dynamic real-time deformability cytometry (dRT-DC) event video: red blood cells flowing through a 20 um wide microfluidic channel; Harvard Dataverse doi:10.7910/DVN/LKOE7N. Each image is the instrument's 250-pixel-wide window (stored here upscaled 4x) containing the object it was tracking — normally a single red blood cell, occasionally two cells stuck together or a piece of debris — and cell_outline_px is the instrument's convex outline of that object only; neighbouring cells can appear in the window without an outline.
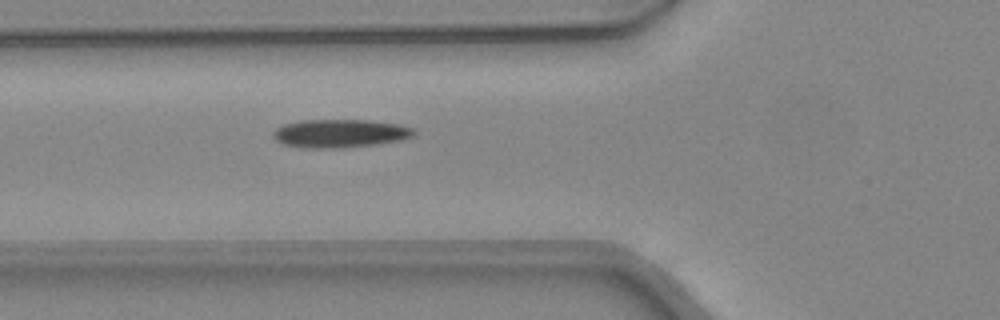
{"species": "common noctule bat (a hibernating species)", "species_latin": "Nyctalus noctula", "temperature_condition": "warm", "stored_images_in_passage": 39, "camera_frame_rate_fps": 3000, "um_per_image_px": 0.085, "animal": {"sex": "female", "body_mass_g": 24.6, "forearm_length_mm": 56.2}, "frame": {"image": 1, "passage_image": 12, "time_ms": 3.667, "image_size_px": [1000, 320], "cell_outline_px": [[416, 132], [412, 136], [400, 140], [376, 144], [340, 148], [308, 148], [284, 144], [276, 140], [272, 136], [272, 132], [276, 128], [284, 124], [300, 120], [368, 120], [400, 124], [412, 128]], "centroid_in_image_um": [28.88, 11.33], "position_along_channel_um": 96.9, "area_um2": 23.18}}
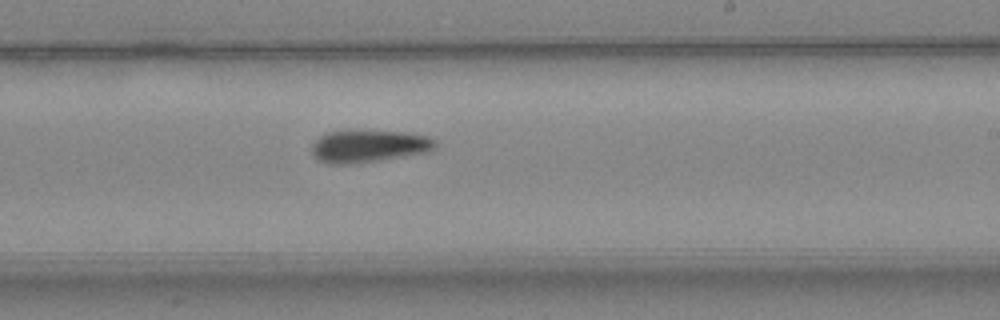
{"frame": {"image": 2, "passage_image": 23, "time_ms": 7.333, "image_size_px": [1000, 320], "cell_outline_px": [[436, 148], [428, 152], [380, 160], [348, 164], [324, 164], [316, 160], [312, 156], [312, 144], [320, 136], [328, 132], [404, 132], [428, 136], [436, 140]], "centroid_in_image_um": [31.33, 12.46], "position_along_channel_um": 257.7, "area_um2": 23.06}}
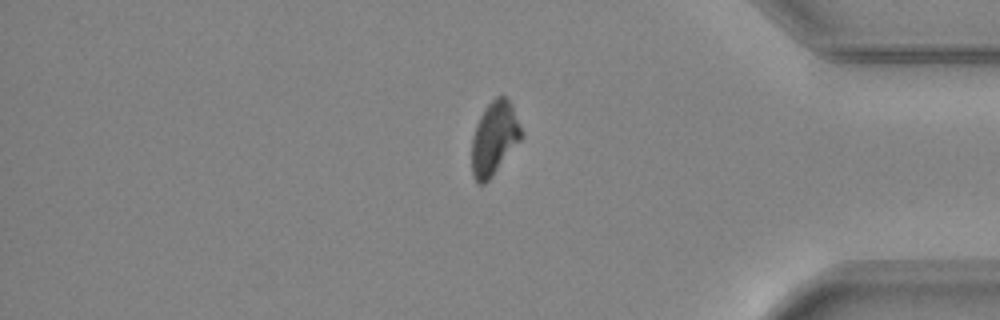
{"frame": {"image": 3, "passage_image": 34, "time_ms": 11.0, "image_size_px": [1000, 320], "cell_outline_px": [[520, 140], [492, 176], [484, 184], [476, 184], [472, 176], [472, 136], [476, 124], [484, 108], [496, 96], [504, 96], [512, 104], [520, 128]], "centroid_in_image_um": [41.97, 11.77], "position_along_channel_um": 393.2, "area_um2": 20.87}, "authors_computed_cell_mechanics": {"area_um2": 22.0796, "velocity_mm_per_s": 4.3722, "shape_relaxation_time_tau1_ms": 3.8433, "shape_relaxation_time_tau2_ms": null, "deformation_change_tau1": 0.1487, "deformation_change_tau2": null}}